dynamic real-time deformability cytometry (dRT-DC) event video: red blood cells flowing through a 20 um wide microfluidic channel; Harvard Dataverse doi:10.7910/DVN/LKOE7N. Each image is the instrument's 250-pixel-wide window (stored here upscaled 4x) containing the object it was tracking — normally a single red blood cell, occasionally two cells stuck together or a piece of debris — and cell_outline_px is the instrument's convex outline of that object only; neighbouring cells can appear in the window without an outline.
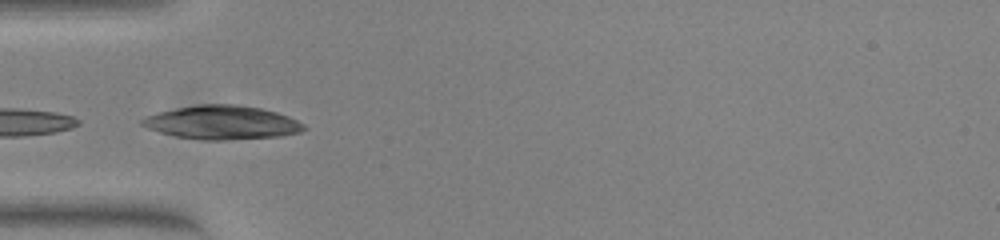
{"species": "common noctule bat (a hibernating species)", "species_latin": "Nyctalus noctula", "temperature_condition": "warm", "stored_images_in_passage": 52, "camera_frame_rate_fps": 3000, "um_per_image_px": 0.085, "animal": {"sex": "female", "body_mass_g": 23.0, "forearm_length_mm": 53.4}, "frame": {"image": 1, "passage_image": 17, "time_ms": 5.333, "image_size_px": [1000, 240], "cell_outline_px": [[308, 128], [300, 132], [280, 136], [228, 140], [204, 140], [176, 136], [160, 132], [148, 128], [140, 124], [140, 120], [144, 116], [156, 112], [200, 104], [236, 104], [260, 108], [276, 112], [288, 116], [304, 124]], "centroid_in_image_um": [18.87, 10.41], "position_along_channel_um": 66.1, "area_um2": 31.79}, "authors_computed_cell_mechanics": {"area_um2": 18.496, "velocity_mm_per_s": 3.7974, "shape_relaxation_time_tau1_ms": 3.0141, "shape_relaxation_time_tau2_ms": 2.8476, "deformation_change_tau1": 0.1011, "deformation_change_tau2": 0.0683}}